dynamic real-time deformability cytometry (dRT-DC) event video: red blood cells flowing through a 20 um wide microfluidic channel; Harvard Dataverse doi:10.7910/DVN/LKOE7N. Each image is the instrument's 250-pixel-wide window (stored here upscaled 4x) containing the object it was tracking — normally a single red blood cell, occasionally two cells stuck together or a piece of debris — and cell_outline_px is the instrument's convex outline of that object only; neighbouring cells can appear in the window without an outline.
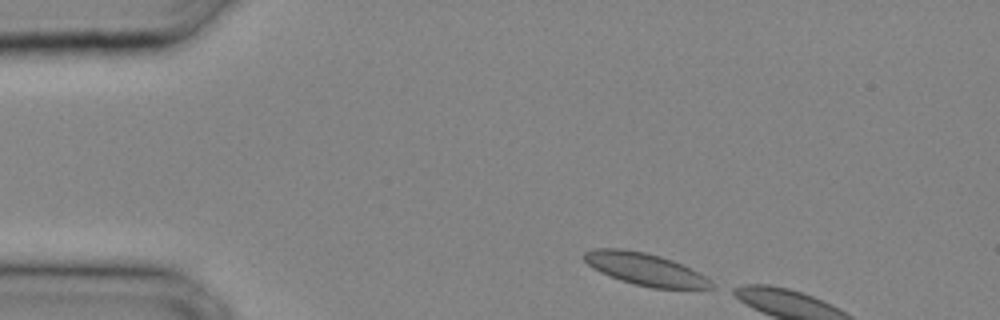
{"species": "common noctule bat (a hibernating species)", "species_latin": "Nyctalus noctula", "temperature_condition": "cold", "stored_images_in_passage": 3, "camera_frame_rate_fps": 3000, "um_per_image_px": 0.085, "animal": {"sex": "male", "body_mass_g": 20.4}, "frame": {"image": 1, "passage_image": 1, "time_ms": 0.0, "image_size_px": [1000, 320], "cell_outline_px": [[716, 288], [652, 288], [620, 280], [600, 272], [592, 268], [580, 256], [584, 252], [596, 248], [620, 248], [644, 252], [660, 256], [672, 260], [704, 276], [716, 284]], "centroid_in_image_um": [54.79, 22.87], "position_along_channel_um": 30.2, "area_um2": 23.7}}